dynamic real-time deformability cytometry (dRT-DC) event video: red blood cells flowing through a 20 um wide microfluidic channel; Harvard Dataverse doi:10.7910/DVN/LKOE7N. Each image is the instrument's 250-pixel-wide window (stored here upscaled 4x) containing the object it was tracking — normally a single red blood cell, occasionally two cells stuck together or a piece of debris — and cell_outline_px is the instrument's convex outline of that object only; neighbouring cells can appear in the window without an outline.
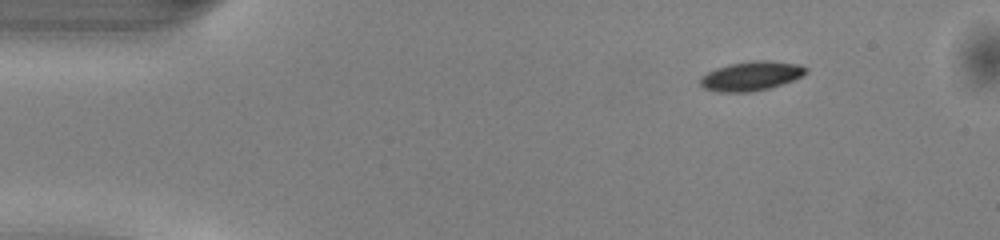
{"species": "common noctule bat (a hibernating species)", "species_latin": "Nyctalus noctula", "temperature_condition": "warm", "stored_images_in_passage": 45, "camera_frame_rate_fps": 3000, "um_per_image_px": 0.085, "animal": {"sex": "male", "body_mass_g": 13.0, "forearm_length_mm": 53.1}, "frame": {"image": 1, "passage_image": 1, "time_ms": 0.0, "image_size_px": [1000, 240], "cell_outline_px": [[808, 72], [792, 80], [768, 88], [748, 92], [716, 92], [704, 88], [700, 84], [700, 76], [716, 68], [728, 64], [760, 60], [764, 60], [796, 64], [808, 68]], "centroid_in_image_um": [63.8, 6.46], "position_along_channel_um": 21.2, "area_um2": 17.74}}
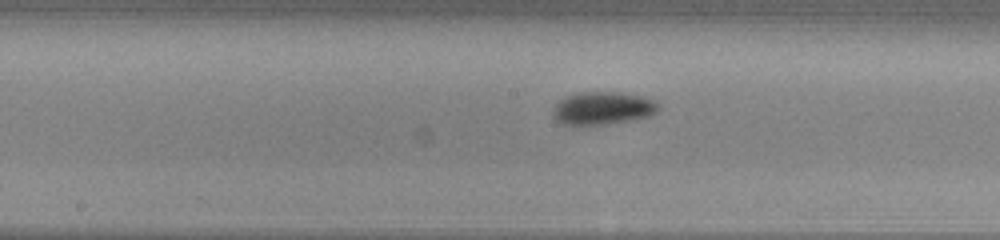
{"frame": {"image": 2, "passage_image": 20, "time_ms": 6.333, "image_size_px": [1000, 240], "cell_outline_px": [[660, 108], [656, 112], [648, 116], [628, 120], [604, 124], [564, 124], [556, 120], [552, 112], [556, 104], [564, 96], [576, 92], [620, 92], [640, 96], [656, 100]], "centroid_in_image_um": [51.22, 9.17], "position_along_channel_um": 197.0, "area_um2": 20.0}}
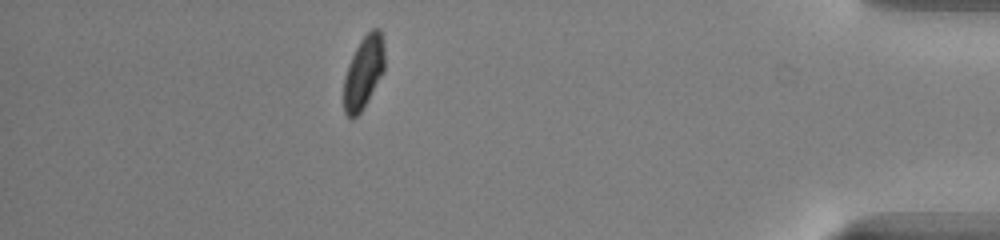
{"frame": {"image": 3, "passage_image": 39, "time_ms": 12.667, "image_size_px": [1000, 240], "cell_outline_px": [[384, 72], [368, 100], [360, 112], [356, 116], [348, 116], [344, 112], [344, 76], [348, 64], [360, 40], [372, 28], [380, 28], [384, 44]], "centroid_in_image_um": [30.92, 6.11], "position_along_channel_um": 404.3, "area_um2": 17.22}, "authors_computed_cell_mechanics": {"area_um2": 18.207, "velocity_mm_per_s": 4.0785, "shape_relaxation_time_tau1_ms": 1.9411, "shape_relaxation_time_tau2_ms": null, "deformation_change_tau1": 0.0811, "deformation_change_tau2": null}}